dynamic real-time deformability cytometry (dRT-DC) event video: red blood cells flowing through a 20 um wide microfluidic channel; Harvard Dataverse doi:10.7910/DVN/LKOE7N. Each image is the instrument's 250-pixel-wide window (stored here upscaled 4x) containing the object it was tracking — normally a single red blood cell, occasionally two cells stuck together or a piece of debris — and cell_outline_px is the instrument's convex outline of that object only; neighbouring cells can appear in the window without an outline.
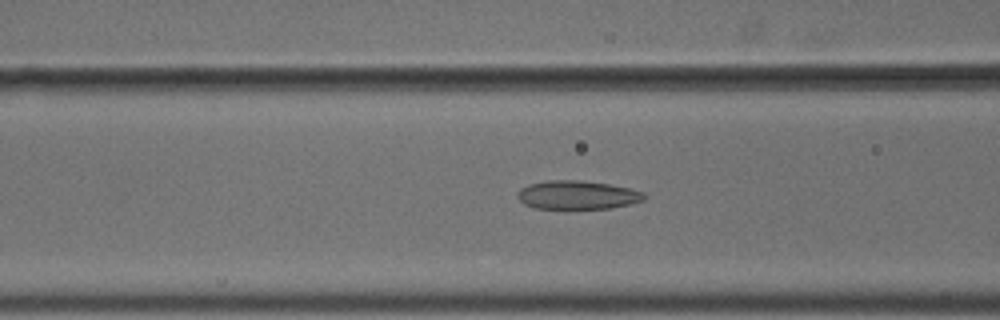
{"species": "common noctule bat (a hibernating species)", "species_latin": "Nyctalus noctula", "temperature_condition": "cold", "stored_images_in_passage": 55, "camera_frame_rate_fps": 3000, "um_per_image_px": 0.085, "animal": {"sex": "male", "body_mass_g": 18.8}, "frame": {"image": 1, "passage_image": 23, "time_ms": 7.333, "image_size_px": [1000, 320], "cell_outline_px": [[648, 196], [644, 200], [612, 208], [568, 212], [532, 208], [524, 204], [516, 196], [520, 188], [528, 184], [544, 180], [580, 180], [608, 184], [628, 188], [644, 192]], "centroid_in_image_um": [49.02, 16.63], "position_along_channel_um": 117.6, "area_um2": 22.31}}
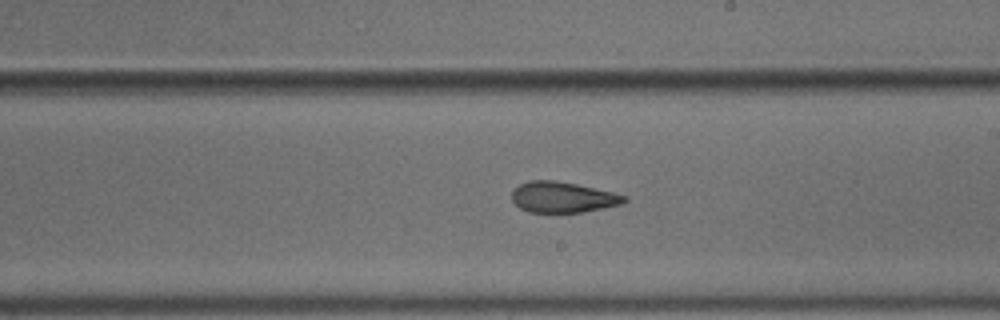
{"frame": {"image": 2, "passage_image": 33, "time_ms": 10.667, "image_size_px": [1000, 320], "cell_outline_px": [[628, 200], [624, 204], [604, 208], [580, 212], [528, 212], [520, 208], [512, 200], [512, 188], [528, 180], [556, 180], [576, 184], [612, 192], [628, 196]], "centroid_in_image_um": [47.84, 16.75], "position_along_channel_um": 241.2, "area_um2": 20.29}}
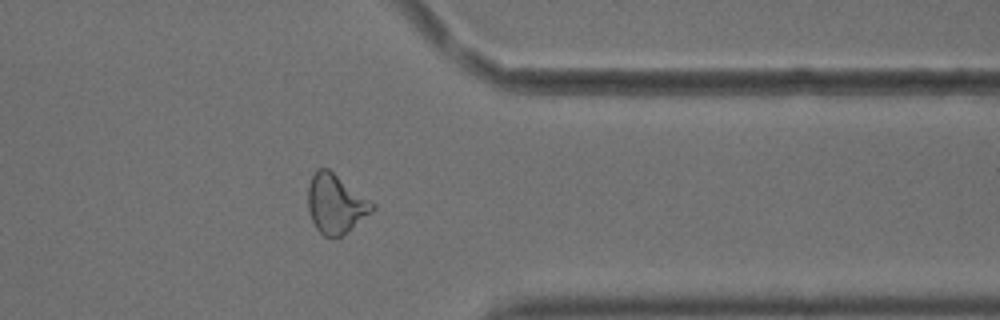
{"frame": {"image": 3, "passage_image": 45, "time_ms": 14.667, "image_size_px": [1000, 320], "cell_outline_px": [[376, 208], [372, 212], [340, 236], [324, 236], [316, 228], [312, 220], [308, 208], [308, 184], [316, 168], [328, 168], [372, 200], [376, 204]], "centroid_in_image_um": [28.54, 17.28], "position_along_channel_um": 382.9, "area_um2": 22.14}, "authors_computed_cell_mechanics": {"area_um2": 22.3108, "velocity_mm_per_s": 3.7006, "shape_relaxation_time_tau1_ms": null, "shape_relaxation_time_tau2_ms": 2.8408, "deformation_change_tau1": null, "deformation_change_tau2": 0.1141}}